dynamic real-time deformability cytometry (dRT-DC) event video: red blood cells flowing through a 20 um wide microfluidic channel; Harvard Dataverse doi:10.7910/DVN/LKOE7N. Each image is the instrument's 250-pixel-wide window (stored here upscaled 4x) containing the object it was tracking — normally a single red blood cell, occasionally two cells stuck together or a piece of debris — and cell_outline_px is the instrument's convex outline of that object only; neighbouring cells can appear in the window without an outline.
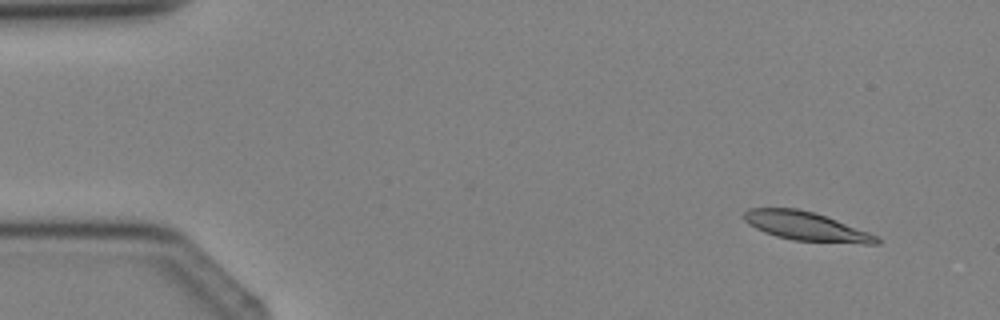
{"species": "Egyptian fruit bat (a non-hibernating species)", "species_latin": "Rousettus aegyptiacus", "temperature_condition": "cold", "stored_images_in_passage": 4, "segment_of_instrument_passage": [2, 2], "camera_frame_rate_fps": 3000, "um_per_image_px": 0.085, "animal": {"sex": "female"}, "frame": {"image": 1, "passage_image": 4, "time_ms": 4.667, "image_size_px": [1000, 320], "cell_outline_px": [[880, 244], [864, 244], [792, 240], [776, 236], [764, 232], [748, 224], [744, 220], [744, 212], [748, 208], [796, 208], [812, 212], [836, 220], [880, 236]], "centroid_in_image_um": [68.54, 19.25], "position_along_channel_um": 16.5, "area_um2": 22.25}}